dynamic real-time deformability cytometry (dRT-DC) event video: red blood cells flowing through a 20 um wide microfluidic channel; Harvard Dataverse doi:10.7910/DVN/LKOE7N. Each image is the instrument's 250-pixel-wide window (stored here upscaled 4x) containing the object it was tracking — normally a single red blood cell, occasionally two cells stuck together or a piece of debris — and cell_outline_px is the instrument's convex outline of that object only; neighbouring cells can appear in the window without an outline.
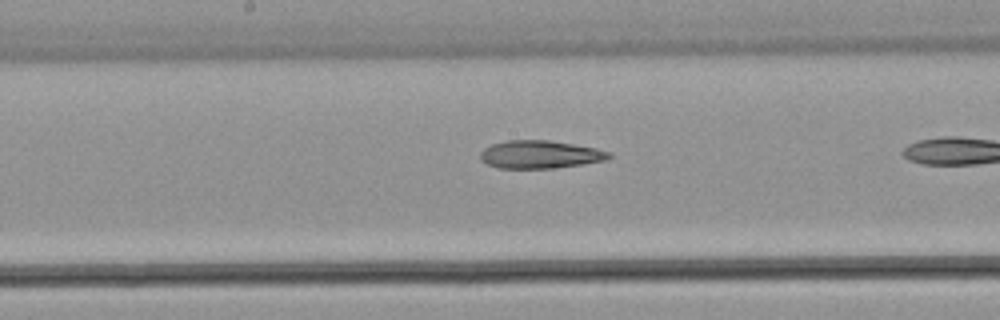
{"species": "common noctule bat (a hibernating species)", "species_latin": "Nyctalus noctula", "temperature_condition": "warm", "stored_images_in_passage": 12, "camera_frame_rate_fps": 3000, "um_per_image_px": 0.085, "animal": {"sex": "male", "body_mass_g": 21.5, "forearm_length_mm": 52.0}, "frame": {"image": 1, "passage_image": 10, "time_ms": 3.0, "image_size_px": [1000, 320], "cell_outline_px": [[612, 156], [608, 160], [584, 164], [552, 168], [500, 168], [488, 164], [480, 160], [480, 152], [484, 148], [492, 144], [508, 140], [548, 140], [596, 148], [612, 152]], "centroid_in_image_um": [45.93, 13.13], "position_along_channel_um": 202.3, "area_um2": 20.98}}